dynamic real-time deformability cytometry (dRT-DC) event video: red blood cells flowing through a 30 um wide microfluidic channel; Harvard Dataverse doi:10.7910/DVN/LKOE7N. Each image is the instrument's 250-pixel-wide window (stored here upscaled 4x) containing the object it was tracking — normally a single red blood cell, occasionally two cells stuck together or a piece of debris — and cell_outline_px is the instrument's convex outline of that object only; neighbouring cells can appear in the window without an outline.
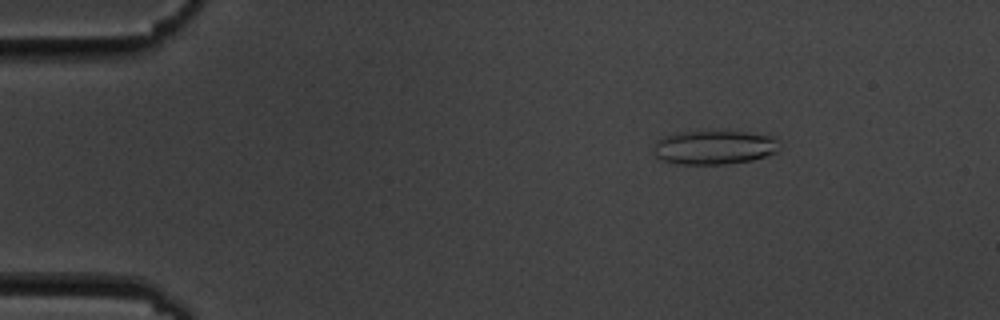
{"species": "common noctule bat (a hibernating species)", "species_latin": "Nyctalus noctula", "temperature_condition": "cold", "stored_images_in_passage": 11, "camera_frame_rate_fps": 3000, "um_per_image_px": 0.085, "animal": {"sex": "male", "body_mass_g": 19.5, "forearm_length_mm": 54.6}, "frame": {"image": 1, "passage_image": 2, "time_ms": 2.0, "image_size_px": [1000, 320], "cell_outline_px": [[776, 152], [752, 160], [724, 164], [676, 164], [664, 160], [656, 156], [656, 140], [664, 136], [676, 132], [744, 132], [772, 136], [776, 140]], "centroid_in_image_um": [60.67, 12.53], "position_along_channel_um": 24.3, "area_um2": 24.33}}
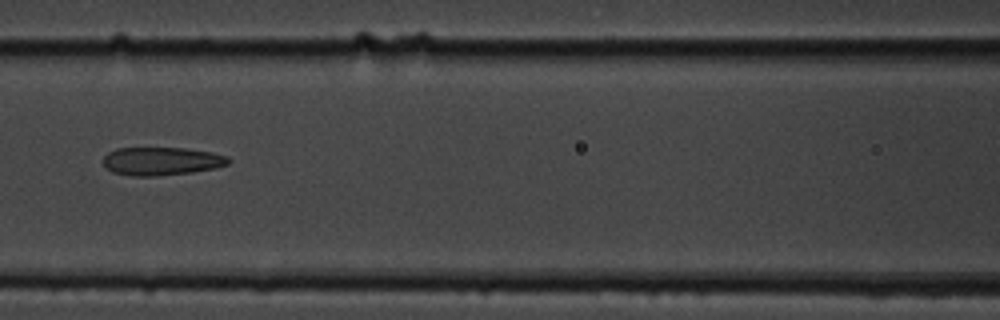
{"frame": {"image": 2, "passage_image": 7, "time_ms": 7.667, "image_size_px": [1000, 320], "cell_outline_px": [[232, 160], [228, 164], [216, 168], [192, 172], [156, 176], [132, 176], [112, 172], [104, 164], [104, 156], [108, 152], [116, 148], [184, 148], [212, 152], [228, 156]], "centroid_in_image_um": [13.76, 13.7], "position_along_channel_um": 152.8, "area_um2": 20.63}}
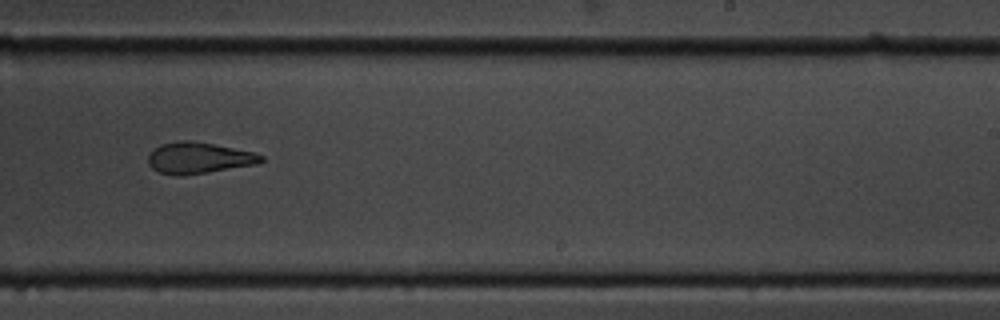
{"frame": {"image": 3, "passage_image": 10, "time_ms": 11.0, "image_size_px": [1000, 320], "cell_outline_px": [[264, 160], [256, 164], [180, 176], [176, 176], [160, 172], [152, 168], [148, 164], [148, 156], [160, 144], [180, 140], [188, 140], [212, 144], [256, 152], [264, 156]], "centroid_in_image_um": [16.89, 13.42], "position_along_channel_um": 272.1, "area_um2": 20.35}}